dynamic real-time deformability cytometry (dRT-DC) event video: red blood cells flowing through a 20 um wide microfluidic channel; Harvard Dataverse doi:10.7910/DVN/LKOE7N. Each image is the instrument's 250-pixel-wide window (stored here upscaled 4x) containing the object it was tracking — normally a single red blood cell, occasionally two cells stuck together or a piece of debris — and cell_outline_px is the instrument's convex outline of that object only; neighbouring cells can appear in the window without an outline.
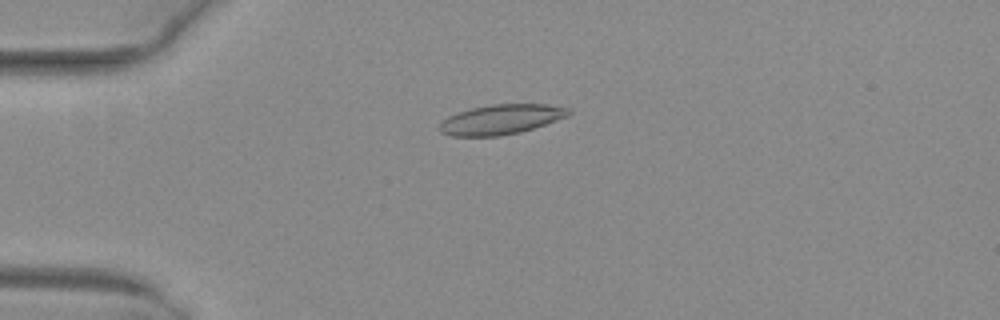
{"species": "common noctule bat (a hibernating species)", "species_latin": "Nyctalus noctula", "temperature_condition": "warm", "stored_images_in_passage": 49, "camera_frame_rate_fps": 3000, "um_per_image_px": 0.085, "animal": {"sex": "female", "body_mass_g": 29.2, "forearm_length_mm": 56.3}, "frame": {"image": 1, "passage_image": 11, "time_ms": 3.333, "image_size_px": [1000, 320], "cell_outline_px": [[572, 112], [568, 116], [520, 132], [496, 136], [452, 136], [440, 132], [436, 128], [448, 116], [456, 112], [472, 108], [492, 104], [548, 104], [568, 108]], "centroid_in_image_um": [42.55, 10.14], "position_along_channel_um": 42.4, "area_um2": 22.37}}
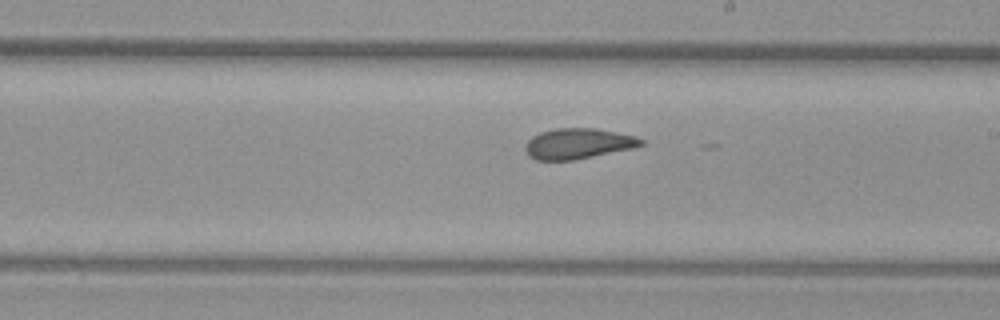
{"frame": {"image": 2, "passage_image": 28, "time_ms": 9.0, "image_size_px": [1000, 320], "cell_outline_px": [[644, 144], [636, 148], [572, 160], [536, 160], [528, 156], [524, 148], [524, 144], [532, 136], [540, 132], [556, 128], [596, 128], [636, 136], [644, 140]], "centroid_in_image_um": [49.14, 12.21], "position_along_channel_um": 239.9, "area_um2": 20.81}}
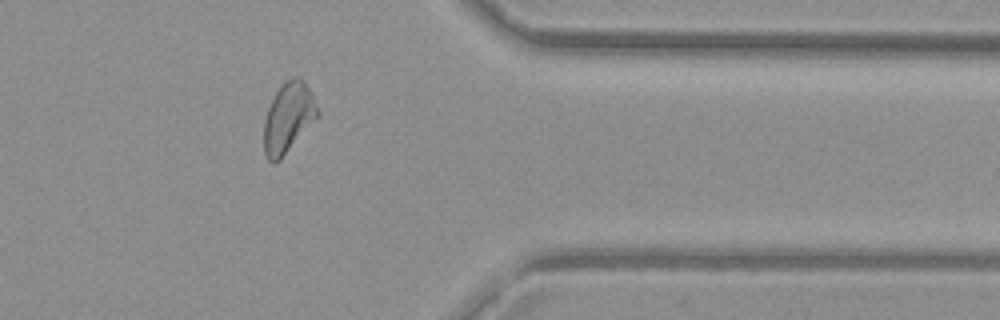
{"frame": {"image": 3, "passage_image": 40, "time_ms": 13.0, "image_size_px": [1000, 320], "cell_outline_px": [[320, 116], [280, 160], [272, 164], [268, 160], [264, 152], [264, 120], [268, 108], [280, 84], [292, 76], [300, 76], [304, 80], [320, 112]], "centroid_in_image_um": [24.51, 10.0], "position_along_channel_um": 386.9, "area_um2": 22.14}, "authors_computed_cell_mechanics": {"area_um2": 21.7328, "velocity_mm_per_s": 4.0256, "shape_relaxation_time_tau1_ms": null, "shape_relaxation_time_tau2_ms": 2.1423, "deformation_change_tau1": null, "deformation_change_tau2": 0.0842}}